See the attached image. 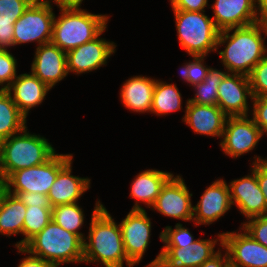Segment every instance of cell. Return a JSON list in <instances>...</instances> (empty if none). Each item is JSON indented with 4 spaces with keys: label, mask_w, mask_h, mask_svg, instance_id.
<instances>
[{
    "label": "cell",
    "mask_w": 267,
    "mask_h": 267,
    "mask_svg": "<svg viewBox=\"0 0 267 267\" xmlns=\"http://www.w3.org/2000/svg\"><path fill=\"white\" fill-rule=\"evenodd\" d=\"M50 4H55L60 9H81L83 0H46Z\"/></svg>",
    "instance_id": "obj_43"
},
{
    "label": "cell",
    "mask_w": 267,
    "mask_h": 267,
    "mask_svg": "<svg viewBox=\"0 0 267 267\" xmlns=\"http://www.w3.org/2000/svg\"><path fill=\"white\" fill-rule=\"evenodd\" d=\"M35 0H0V50L14 47V23Z\"/></svg>",
    "instance_id": "obj_26"
},
{
    "label": "cell",
    "mask_w": 267,
    "mask_h": 267,
    "mask_svg": "<svg viewBox=\"0 0 267 267\" xmlns=\"http://www.w3.org/2000/svg\"><path fill=\"white\" fill-rule=\"evenodd\" d=\"M0 184H5V177L2 173V169H1V159H0Z\"/></svg>",
    "instance_id": "obj_46"
},
{
    "label": "cell",
    "mask_w": 267,
    "mask_h": 267,
    "mask_svg": "<svg viewBox=\"0 0 267 267\" xmlns=\"http://www.w3.org/2000/svg\"><path fill=\"white\" fill-rule=\"evenodd\" d=\"M106 29L107 27L93 40L66 52L68 74L73 72L79 76L107 65L117 45L110 40L100 38Z\"/></svg>",
    "instance_id": "obj_13"
},
{
    "label": "cell",
    "mask_w": 267,
    "mask_h": 267,
    "mask_svg": "<svg viewBox=\"0 0 267 267\" xmlns=\"http://www.w3.org/2000/svg\"><path fill=\"white\" fill-rule=\"evenodd\" d=\"M257 162V182L263 192L267 208V158L254 156L252 164Z\"/></svg>",
    "instance_id": "obj_40"
},
{
    "label": "cell",
    "mask_w": 267,
    "mask_h": 267,
    "mask_svg": "<svg viewBox=\"0 0 267 267\" xmlns=\"http://www.w3.org/2000/svg\"><path fill=\"white\" fill-rule=\"evenodd\" d=\"M182 94L176 84L156 80L150 113L166 116L182 109Z\"/></svg>",
    "instance_id": "obj_28"
},
{
    "label": "cell",
    "mask_w": 267,
    "mask_h": 267,
    "mask_svg": "<svg viewBox=\"0 0 267 267\" xmlns=\"http://www.w3.org/2000/svg\"><path fill=\"white\" fill-rule=\"evenodd\" d=\"M173 175L157 169H147L136 175L131 183L130 197L135 199V203L131 210H144L141 204L151 208L156 201L162 186Z\"/></svg>",
    "instance_id": "obj_23"
},
{
    "label": "cell",
    "mask_w": 267,
    "mask_h": 267,
    "mask_svg": "<svg viewBox=\"0 0 267 267\" xmlns=\"http://www.w3.org/2000/svg\"><path fill=\"white\" fill-rule=\"evenodd\" d=\"M5 192H6L5 184H0V203L2 201V198H3L4 194H5Z\"/></svg>",
    "instance_id": "obj_45"
},
{
    "label": "cell",
    "mask_w": 267,
    "mask_h": 267,
    "mask_svg": "<svg viewBox=\"0 0 267 267\" xmlns=\"http://www.w3.org/2000/svg\"><path fill=\"white\" fill-rule=\"evenodd\" d=\"M251 104L252 115L255 124L260 128L262 134H267V98L266 97H253Z\"/></svg>",
    "instance_id": "obj_37"
},
{
    "label": "cell",
    "mask_w": 267,
    "mask_h": 267,
    "mask_svg": "<svg viewBox=\"0 0 267 267\" xmlns=\"http://www.w3.org/2000/svg\"><path fill=\"white\" fill-rule=\"evenodd\" d=\"M18 267H54L51 263L35 257L31 254L26 255L25 258L20 260Z\"/></svg>",
    "instance_id": "obj_42"
},
{
    "label": "cell",
    "mask_w": 267,
    "mask_h": 267,
    "mask_svg": "<svg viewBox=\"0 0 267 267\" xmlns=\"http://www.w3.org/2000/svg\"><path fill=\"white\" fill-rule=\"evenodd\" d=\"M19 253L41 258L54 267L65 263H83V241L51 220L47 226L22 248Z\"/></svg>",
    "instance_id": "obj_3"
},
{
    "label": "cell",
    "mask_w": 267,
    "mask_h": 267,
    "mask_svg": "<svg viewBox=\"0 0 267 267\" xmlns=\"http://www.w3.org/2000/svg\"><path fill=\"white\" fill-rule=\"evenodd\" d=\"M192 61L184 63L180 68V75L184 82L194 86L203 82L208 73V65L204 62V56H193Z\"/></svg>",
    "instance_id": "obj_33"
},
{
    "label": "cell",
    "mask_w": 267,
    "mask_h": 267,
    "mask_svg": "<svg viewBox=\"0 0 267 267\" xmlns=\"http://www.w3.org/2000/svg\"><path fill=\"white\" fill-rule=\"evenodd\" d=\"M240 232H222L221 249L234 267H267V247L255 241L241 226Z\"/></svg>",
    "instance_id": "obj_12"
},
{
    "label": "cell",
    "mask_w": 267,
    "mask_h": 267,
    "mask_svg": "<svg viewBox=\"0 0 267 267\" xmlns=\"http://www.w3.org/2000/svg\"><path fill=\"white\" fill-rule=\"evenodd\" d=\"M89 225L88 236L83 240L84 263L123 267L125 262L127 267L134 266L126 256L119 224L100 200L95 203Z\"/></svg>",
    "instance_id": "obj_2"
},
{
    "label": "cell",
    "mask_w": 267,
    "mask_h": 267,
    "mask_svg": "<svg viewBox=\"0 0 267 267\" xmlns=\"http://www.w3.org/2000/svg\"><path fill=\"white\" fill-rule=\"evenodd\" d=\"M159 238L165 244L163 247L178 248L190 245L196 240L193 234L190 233V230L183 227L181 223H177L174 229L172 226H166L160 232Z\"/></svg>",
    "instance_id": "obj_32"
},
{
    "label": "cell",
    "mask_w": 267,
    "mask_h": 267,
    "mask_svg": "<svg viewBox=\"0 0 267 267\" xmlns=\"http://www.w3.org/2000/svg\"><path fill=\"white\" fill-rule=\"evenodd\" d=\"M110 16L85 9H60L54 17L51 42L67 52L96 38L108 25Z\"/></svg>",
    "instance_id": "obj_5"
},
{
    "label": "cell",
    "mask_w": 267,
    "mask_h": 267,
    "mask_svg": "<svg viewBox=\"0 0 267 267\" xmlns=\"http://www.w3.org/2000/svg\"><path fill=\"white\" fill-rule=\"evenodd\" d=\"M248 98L253 99L249 77L227 73L218 87L217 105L228 117L249 116Z\"/></svg>",
    "instance_id": "obj_16"
},
{
    "label": "cell",
    "mask_w": 267,
    "mask_h": 267,
    "mask_svg": "<svg viewBox=\"0 0 267 267\" xmlns=\"http://www.w3.org/2000/svg\"><path fill=\"white\" fill-rule=\"evenodd\" d=\"M173 13L180 46L189 56L207 57L210 52H217L219 30L205 11L173 10Z\"/></svg>",
    "instance_id": "obj_6"
},
{
    "label": "cell",
    "mask_w": 267,
    "mask_h": 267,
    "mask_svg": "<svg viewBox=\"0 0 267 267\" xmlns=\"http://www.w3.org/2000/svg\"><path fill=\"white\" fill-rule=\"evenodd\" d=\"M184 179L180 175L174 174L162 186L156 201L151 206V210L158 211L163 216L182 220L192 221L193 204Z\"/></svg>",
    "instance_id": "obj_11"
},
{
    "label": "cell",
    "mask_w": 267,
    "mask_h": 267,
    "mask_svg": "<svg viewBox=\"0 0 267 267\" xmlns=\"http://www.w3.org/2000/svg\"><path fill=\"white\" fill-rule=\"evenodd\" d=\"M248 77L253 97L267 98V55L255 65Z\"/></svg>",
    "instance_id": "obj_34"
},
{
    "label": "cell",
    "mask_w": 267,
    "mask_h": 267,
    "mask_svg": "<svg viewBox=\"0 0 267 267\" xmlns=\"http://www.w3.org/2000/svg\"><path fill=\"white\" fill-rule=\"evenodd\" d=\"M185 115L182 121L196 134L222 138L227 115L218 105H198L185 103Z\"/></svg>",
    "instance_id": "obj_20"
},
{
    "label": "cell",
    "mask_w": 267,
    "mask_h": 267,
    "mask_svg": "<svg viewBox=\"0 0 267 267\" xmlns=\"http://www.w3.org/2000/svg\"><path fill=\"white\" fill-rule=\"evenodd\" d=\"M52 207L26 206L22 240L15 243V248H22L31 238L40 233L52 220Z\"/></svg>",
    "instance_id": "obj_30"
},
{
    "label": "cell",
    "mask_w": 267,
    "mask_h": 267,
    "mask_svg": "<svg viewBox=\"0 0 267 267\" xmlns=\"http://www.w3.org/2000/svg\"><path fill=\"white\" fill-rule=\"evenodd\" d=\"M31 72L52 89L68 75L66 52L52 42L36 47Z\"/></svg>",
    "instance_id": "obj_18"
},
{
    "label": "cell",
    "mask_w": 267,
    "mask_h": 267,
    "mask_svg": "<svg viewBox=\"0 0 267 267\" xmlns=\"http://www.w3.org/2000/svg\"><path fill=\"white\" fill-rule=\"evenodd\" d=\"M151 219L146 210H130L119 223L124 250L127 258L134 264L142 261L151 236Z\"/></svg>",
    "instance_id": "obj_14"
},
{
    "label": "cell",
    "mask_w": 267,
    "mask_h": 267,
    "mask_svg": "<svg viewBox=\"0 0 267 267\" xmlns=\"http://www.w3.org/2000/svg\"><path fill=\"white\" fill-rule=\"evenodd\" d=\"M32 134L27 126L17 134L0 142L1 169L5 179L13 172L41 165L55 153L50 141Z\"/></svg>",
    "instance_id": "obj_4"
},
{
    "label": "cell",
    "mask_w": 267,
    "mask_h": 267,
    "mask_svg": "<svg viewBox=\"0 0 267 267\" xmlns=\"http://www.w3.org/2000/svg\"><path fill=\"white\" fill-rule=\"evenodd\" d=\"M255 6L261 20L267 18V0H255Z\"/></svg>",
    "instance_id": "obj_44"
},
{
    "label": "cell",
    "mask_w": 267,
    "mask_h": 267,
    "mask_svg": "<svg viewBox=\"0 0 267 267\" xmlns=\"http://www.w3.org/2000/svg\"><path fill=\"white\" fill-rule=\"evenodd\" d=\"M262 136L250 115L227 117L219 145L225 155L236 159L254 150Z\"/></svg>",
    "instance_id": "obj_10"
},
{
    "label": "cell",
    "mask_w": 267,
    "mask_h": 267,
    "mask_svg": "<svg viewBox=\"0 0 267 267\" xmlns=\"http://www.w3.org/2000/svg\"><path fill=\"white\" fill-rule=\"evenodd\" d=\"M266 39L267 26L264 20L219 31L217 51L220 46L226 45L224 50L218 51L224 69L228 73L249 76L255 65L267 55Z\"/></svg>",
    "instance_id": "obj_1"
},
{
    "label": "cell",
    "mask_w": 267,
    "mask_h": 267,
    "mask_svg": "<svg viewBox=\"0 0 267 267\" xmlns=\"http://www.w3.org/2000/svg\"><path fill=\"white\" fill-rule=\"evenodd\" d=\"M16 195L26 206L52 207L46 195L35 192H8Z\"/></svg>",
    "instance_id": "obj_38"
},
{
    "label": "cell",
    "mask_w": 267,
    "mask_h": 267,
    "mask_svg": "<svg viewBox=\"0 0 267 267\" xmlns=\"http://www.w3.org/2000/svg\"><path fill=\"white\" fill-rule=\"evenodd\" d=\"M172 10H184L189 12L205 11L208 0H169Z\"/></svg>",
    "instance_id": "obj_39"
},
{
    "label": "cell",
    "mask_w": 267,
    "mask_h": 267,
    "mask_svg": "<svg viewBox=\"0 0 267 267\" xmlns=\"http://www.w3.org/2000/svg\"><path fill=\"white\" fill-rule=\"evenodd\" d=\"M221 251L222 250L218 248V252L199 267H227L229 264L228 254L226 250H223V252H225L224 254H222Z\"/></svg>",
    "instance_id": "obj_41"
},
{
    "label": "cell",
    "mask_w": 267,
    "mask_h": 267,
    "mask_svg": "<svg viewBox=\"0 0 267 267\" xmlns=\"http://www.w3.org/2000/svg\"><path fill=\"white\" fill-rule=\"evenodd\" d=\"M71 159L72 154L55 153L41 165L15 171L5 179L6 191L35 192L47 196L57 174Z\"/></svg>",
    "instance_id": "obj_7"
},
{
    "label": "cell",
    "mask_w": 267,
    "mask_h": 267,
    "mask_svg": "<svg viewBox=\"0 0 267 267\" xmlns=\"http://www.w3.org/2000/svg\"><path fill=\"white\" fill-rule=\"evenodd\" d=\"M251 166L249 175L228 184L232 205L237 206L246 219L267 215L265 198L257 182V162Z\"/></svg>",
    "instance_id": "obj_15"
},
{
    "label": "cell",
    "mask_w": 267,
    "mask_h": 267,
    "mask_svg": "<svg viewBox=\"0 0 267 267\" xmlns=\"http://www.w3.org/2000/svg\"><path fill=\"white\" fill-rule=\"evenodd\" d=\"M241 225L255 241L267 247V215L249 218L246 222L241 223Z\"/></svg>",
    "instance_id": "obj_36"
},
{
    "label": "cell",
    "mask_w": 267,
    "mask_h": 267,
    "mask_svg": "<svg viewBox=\"0 0 267 267\" xmlns=\"http://www.w3.org/2000/svg\"><path fill=\"white\" fill-rule=\"evenodd\" d=\"M72 160L59 171L49 190L47 197L52 207L76 203L91 188L90 178L72 175Z\"/></svg>",
    "instance_id": "obj_22"
},
{
    "label": "cell",
    "mask_w": 267,
    "mask_h": 267,
    "mask_svg": "<svg viewBox=\"0 0 267 267\" xmlns=\"http://www.w3.org/2000/svg\"><path fill=\"white\" fill-rule=\"evenodd\" d=\"M231 207L229 186L225 180L219 178L205 189L200 200L193 206L192 222H195V226L211 225Z\"/></svg>",
    "instance_id": "obj_17"
},
{
    "label": "cell",
    "mask_w": 267,
    "mask_h": 267,
    "mask_svg": "<svg viewBox=\"0 0 267 267\" xmlns=\"http://www.w3.org/2000/svg\"><path fill=\"white\" fill-rule=\"evenodd\" d=\"M27 118L13 102L7 89L0 88V142L22 131Z\"/></svg>",
    "instance_id": "obj_27"
},
{
    "label": "cell",
    "mask_w": 267,
    "mask_h": 267,
    "mask_svg": "<svg viewBox=\"0 0 267 267\" xmlns=\"http://www.w3.org/2000/svg\"><path fill=\"white\" fill-rule=\"evenodd\" d=\"M227 73V71H221L209 66L205 80L192 86L196 93L193 98L188 99V102L198 105H217L218 87Z\"/></svg>",
    "instance_id": "obj_31"
},
{
    "label": "cell",
    "mask_w": 267,
    "mask_h": 267,
    "mask_svg": "<svg viewBox=\"0 0 267 267\" xmlns=\"http://www.w3.org/2000/svg\"><path fill=\"white\" fill-rule=\"evenodd\" d=\"M9 50H0V88L7 89L17 75V59Z\"/></svg>",
    "instance_id": "obj_35"
},
{
    "label": "cell",
    "mask_w": 267,
    "mask_h": 267,
    "mask_svg": "<svg viewBox=\"0 0 267 267\" xmlns=\"http://www.w3.org/2000/svg\"><path fill=\"white\" fill-rule=\"evenodd\" d=\"M84 216V210L78 202L52 207V220L68 232L76 234L82 241L85 236L79 230L83 227Z\"/></svg>",
    "instance_id": "obj_29"
},
{
    "label": "cell",
    "mask_w": 267,
    "mask_h": 267,
    "mask_svg": "<svg viewBox=\"0 0 267 267\" xmlns=\"http://www.w3.org/2000/svg\"><path fill=\"white\" fill-rule=\"evenodd\" d=\"M213 22L219 31L244 27L260 21L255 0H215Z\"/></svg>",
    "instance_id": "obj_19"
},
{
    "label": "cell",
    "mask_w": 267,
    "mask_h": 267,
    "mask_svg": "<svg viewBox=\"0 0 267 267\" xmlns=\"http://www.w3.org/2000/svg\"><path fill=\"white\" fill-rule=\"evenodd\" d=\"M51 89L32 72L19 74L7 88L13 102L27 118L32 108L45 100Z\"/></svg>",
    "instance_id": "obj_21"
},
{
    "label": "cell",
    "mask_w": 267,
    "mask_h": 267,
    "mask_svg": "<svg viewBox=\"0 0 267 267\" xmlns=\"http://www.w3.org/2000/svg\"><path fill=\"white\" fill-rule=\"evenodd\" d=\"M155 84L156 79L143 75L128 78L120 89L121 103L129 111L150 113Z\"/></svg>",
    "instance_id": "obj_24"
},
{
    "label": "cell",
    "mask_w": 267,
    "mask_h": 267,
    "mask_svg": "<svg viewBox=\"0 0 267 267\" xmlns=\"http://www.w3.org/2000/svg\"><path fill=\"white\" fill-rule=\"evenodd\" d=\"M223 233L217 234L215 239H196L192 244L182 248L162 247L157 257L145 267H199L206 260L215 255V246H222Z\"/></svg>",
    "instance_id": "obj_9"
},
{
    "label": "cell",
    "mask_w": 267,
    "mask_h": 267,
    "mask_svg": "<svg viewBox=\"0 0 267 267\" xmlns=\"http://www.w3.org/2000/svg\"><path fill=\"white\" fill-rule=\"evenodd\" d=\"M26 205L13 194L5 192L0 203V234L6 237L22 234Z\"/></svg>",
    "instance_id": "obj_25"
},
{
    "label": "cell",
    "mask_w": 267,
    "mask_h": 267,
    "mask_svg": "<svg viewBox=\"0 0 267 267\" xmlns=\"http://www.w3.org/2000/svg\"><path fill=\"white\" fill-rule=\"evenodd\" d=\"M55 13L46 0H35L14 23V46L37 42V47L51 42Z\"/></svg>",
    "instance_id": "obj_8"
}]
</instances>
